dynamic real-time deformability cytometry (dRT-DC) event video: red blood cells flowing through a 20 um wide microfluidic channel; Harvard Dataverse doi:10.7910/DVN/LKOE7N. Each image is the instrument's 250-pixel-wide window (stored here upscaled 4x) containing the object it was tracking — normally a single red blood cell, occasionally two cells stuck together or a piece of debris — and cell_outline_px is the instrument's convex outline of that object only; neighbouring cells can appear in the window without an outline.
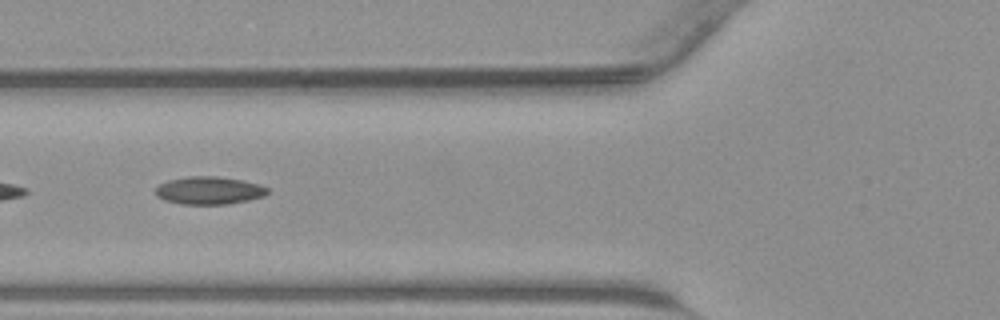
{"species": "common noctule bat (a hibernating species)", "species_latin": "Nyctalus noctula", "temperature_condition": "warm", "stored_images_in_passage": 44, "camera_frame_rate_fps": 3000, "um_per_image_px": 0.085, "animal": {"sex": "male", "body_mass_g": 23.1, "forearm_length_mm": 52.7}, "frame": {"image": 1, "passage_image": 17, "time_ms": 5.333, "image_size_px": [1000, 320], "cell_outline_px": [[268, 192], [264, 196], [248, 200], [228, 204], [180, 204], [164, 200], [156, 196], [156, 188], [160, 184], [168, 180], [188, 176], [216, 176], [244, 180], [260, 184], [268, 188]], "centroid_in_image_um": [17.78, 16.18], "position_along_channel_um": 108.0, "area_um2": 18.21}}
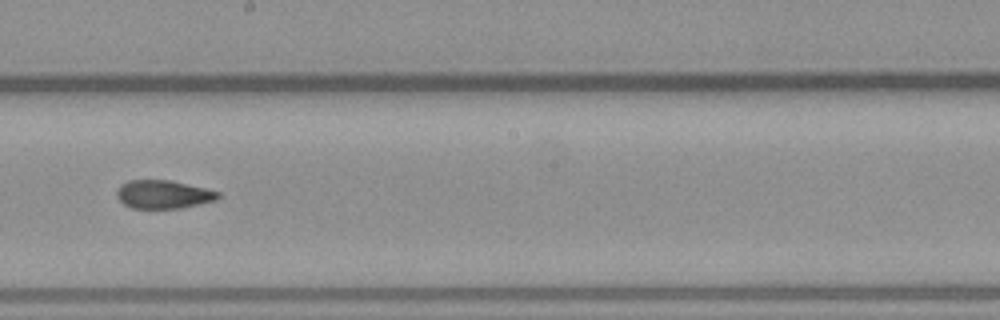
{"frame": {"image": 2, "passage_image": 25, "time_ms": 8.0, "image_size_px": [1000, 320], "cell_outline_px": [[220, 196], [216, 200], [180, 208], [132, 208], [124, 204], [116, 196], [116, 192], [120, 184], [128, 180], [168, 180], [204, 188], [220, 192]], "centroid_in_image_um": [13.85, 16.52], "position_along_channel_um": 234.4, "area_um2": 16.59}}
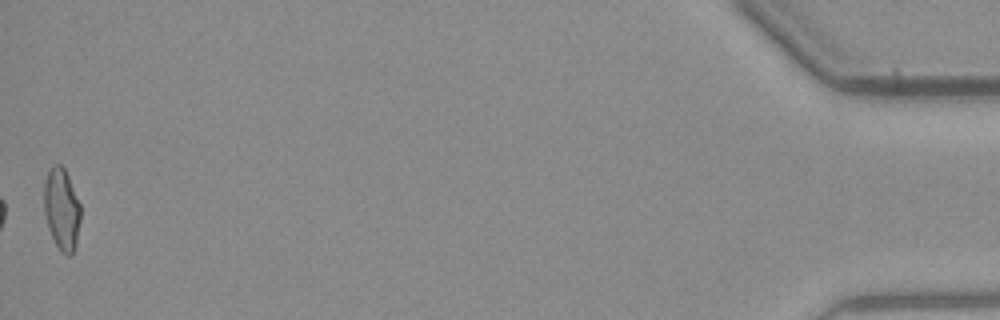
{"frame": {"image": 3, "passage_image": 44, "time_ms": 14.333, "image_size_px": [1000, 320], "cell_outline_px": [[80, 220], [76, 244], [72, 256], [68, 256], [60, 252], [48, 228], [44, 212], [44, 184], [48, 172], [52, 164], [60, 164], [64, 168], [68, 176], [80, 204]], "centroid_in_image_um": [5.24, 17.8], "position_along_channel_um": 430.0, "area_um2": 17.46}}